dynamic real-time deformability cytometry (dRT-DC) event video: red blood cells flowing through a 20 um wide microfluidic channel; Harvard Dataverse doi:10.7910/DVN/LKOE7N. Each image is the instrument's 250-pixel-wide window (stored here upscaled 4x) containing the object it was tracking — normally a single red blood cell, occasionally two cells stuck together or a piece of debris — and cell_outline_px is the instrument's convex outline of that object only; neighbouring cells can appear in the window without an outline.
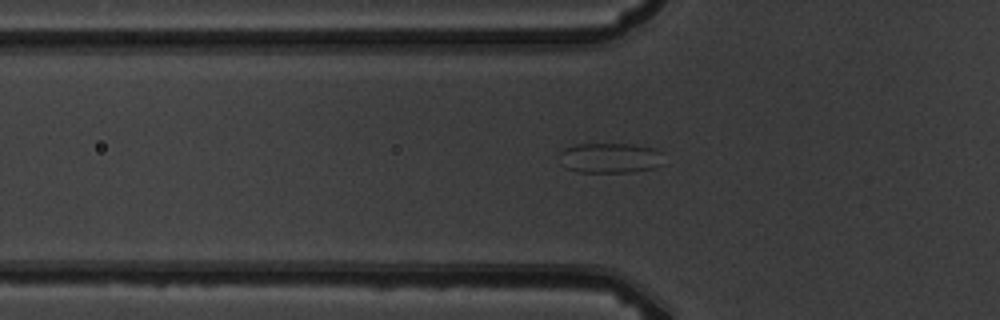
{"species": "common noctule bat (a hibernating species)", "species_latin": "Nyctalus noctula", "temperature_condition": "warm", "stored_images_in_passage": 5, "camera_frame_rate_fps": 3000, "um_per_image_px": 0.085, "animal": {"sex": "male", "body_mass_g": 19.5, "forearm_length_mm": 54.6}, "frame": {"image": 1, "passage_image": 5, "time_ms": 6.333, "image_size_px": [1000, 320], "cell_outline_px": [[664, 164], [656, 168], [628, 172], [576, 172], [564, 168], [560, 164], [556, 156], [564, 148], [572, 144], [632, 144], [656, 148], [664, 152]], "centroid_in_image_um": [51.85, 13.42], "position_along_channel_um": 74.0, "area_um2": 19.13}}